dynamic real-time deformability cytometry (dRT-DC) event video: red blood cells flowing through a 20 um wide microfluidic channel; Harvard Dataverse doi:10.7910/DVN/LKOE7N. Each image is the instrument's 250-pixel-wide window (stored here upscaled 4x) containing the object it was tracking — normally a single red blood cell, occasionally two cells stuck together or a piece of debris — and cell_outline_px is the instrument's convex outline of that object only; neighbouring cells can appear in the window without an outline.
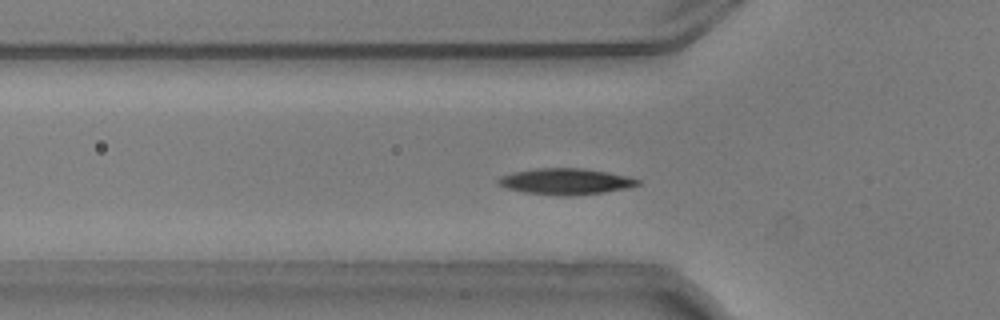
{"species": "common noctule bat (a hibernating species)", "species_latin": "Nyctalus noctula", "temperature_condition": "warm", "stored_images_in_passage": 39, "camera_frame_rate_fps": 3000, "um_per_image_px": 0.085, "animal": {"sex": "male", "body_mass_g": 20.5, "forearm_length_mm": 52.5}, "frame": {"image": 1, "passage_image": 2, "time_ms": 0.333, "image_size_px": [1000, 320], "cell_outline_px": [[640, 184], [628, 188], [604, 192], [568, 196], [560, 196], [524, 192], [508, 188], [496, 184], [496, 180], [500, 176], [512, 172], [540, 168], [584, 168], [608, 172], [640, 180]], "centroid_in_image_um": [48.05, 15.42], "position_along_channel_um": 77.8, "area_um2": 21.21}}
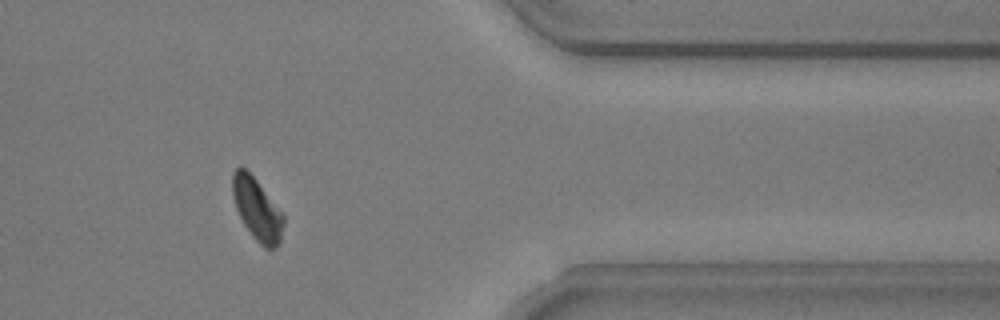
{"frame": {"image": 2, "passage_image": 29, "time_ms": 9.333, "image_size_px": [1000, 320], "cell_outline_px": [[284, 220], [280, 244], [276, 248], [264, 248], [252, 236], [244, 224], [236, 208], [232, 196], [232, 172], [236, 168], [244, 168], [256, 180], [284, 216]], "centroid_in_image_um": [21.84, 17.81], "position_along_channel_um": 389.6, "area_um2": 18.15}}
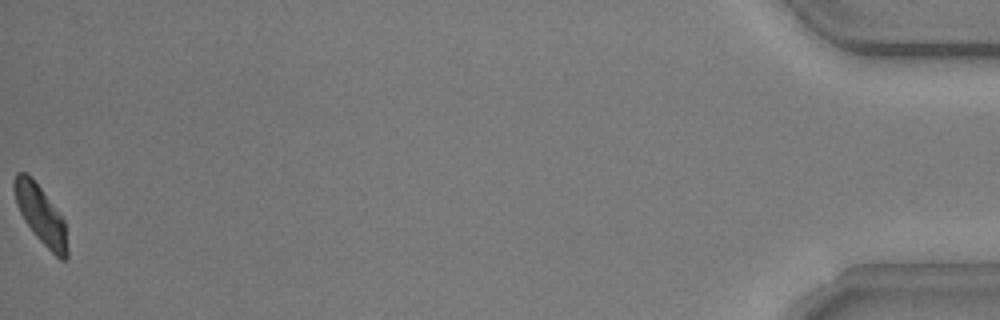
{"frame": {"image": 3, "passage_image": 39, "time_ms": 12.667, "image_size_px": [1000, 320], "cell_outline_px": [[68, 256], [64, 260], [60, 260], [36, 236], [24, 220], [16, 204], [12, 184], [12, 180], [16, 172], [28, 172], [32, 176], [64, 220], [68, 248]], "centroid_in_image_um": [3.43, 18.21], "position_along_channel_um": 431.8, "area_um2": 18.03}, "authors_computed_cell_mechanics": {"area_um2": 19.7098, "velocity_mm_per_s": 3.7008, "shape_relaxation_time_tau1_ms": 2.0713, "shape_relaxation_time_tau2_ms": 5.3299, "deformation_change_tau1": 0.1012, "deformation_change_tau2": 0.0828}}